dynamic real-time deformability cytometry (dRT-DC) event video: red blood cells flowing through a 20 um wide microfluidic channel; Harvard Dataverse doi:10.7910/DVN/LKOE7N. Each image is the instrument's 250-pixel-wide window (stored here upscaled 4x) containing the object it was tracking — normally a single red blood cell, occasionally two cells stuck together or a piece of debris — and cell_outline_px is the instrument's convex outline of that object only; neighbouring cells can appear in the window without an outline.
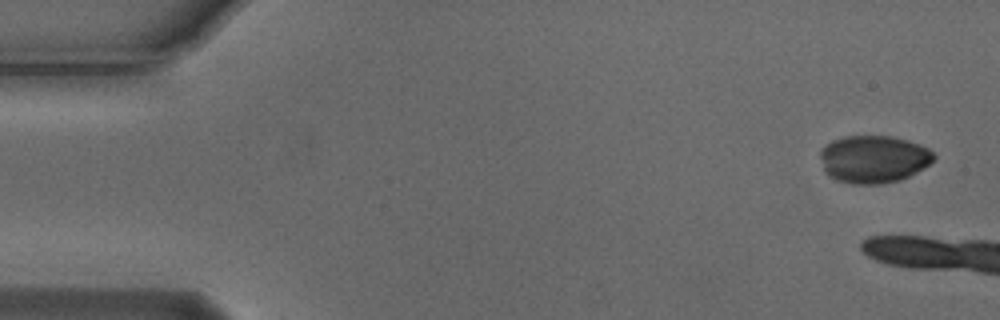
{"species": "Egyptian fruit bat (a non-hibernating species)", "species_latin": "Rousettus aegyptiacus", "temperature_condition": "cold", "stored_images_in_passage": 5, "camera_frame_rate_fps": 3000, "um_per_image_px": 0.085, "animal": {"sex": "male"}, "frame": {"image": 1, "passage_image": 1, "time_ms": 0.0, "image_size_px": [1000, 320], "cell_outline_px": [[936, 156], [928, 164], [916, 172], [900, 180], [880, 184], [852, 184], [836, 180], [828, 176], [824, 172], [820, 156], [820, 148], [832, 140], [844, 136], [892, 136], [908, 140], [928, 148]], "centroid_in_image_um": [74.2, 13.52], "position_along_channel_um": 10.8, "area_um2": 31.62}}